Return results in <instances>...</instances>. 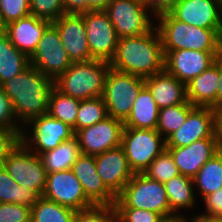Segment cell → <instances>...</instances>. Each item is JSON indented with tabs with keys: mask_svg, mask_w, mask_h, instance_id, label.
Here are the masks:
<instances>
[{
	"mask_svg": "<svg viewBox=\"0 0 222 222\" xmlns=\"http://www.w3.org/2000/svg\"><path fill=\"white\" fill-rule=\"evenodd\" d=\"M222 52H202L190 49L164 52V70L187 85L200 75Z\"/></svg>",
	"mask_w": 222,
	"mask_h": 222,
	"instance_id": "cell-15",
	"label": "cell"
},
{
	"mask_svg": "<svg viewBox=\"0 0 222 222\" xmlns=\"http://www.w3.org/2000/svg\"><path fill=\"white\" fill-rule=\"evenodd\" d=\"M115 208H137L154 211L162 217L174 215L170 209L165 186L144 173H134L117 196Z\"/></svg>",
	"mask_w": 222,
	"mask_h": 222,
	"instance_id": "cell-5",
	"label": "cell"
},
{
	"mask_svg": "<svg viewBox=\"0 0 222 222\" xmlns=\"http://www.w3.org/2000/svg\"><path fill=\"white\" fill-rule=\"evenodd\" d=\"M72 64L57 28L51 23L43 32L35 52L30 57V65L53 81Z\"/></svg>",
	"mask_w": 222,
	"mask_h": 222,
	"instance_id": "cell-11",
	"label": "cell"
},
{
	"mask_svg": "<svg viewBox=\"0 0 222 222\" xmlns=\"http://www.w3.org/2000/svg\"><path fill=\"white\" fill-rule=\"evenodd\" d=\"M79 105V99L63 94L54 87L49 98L48 113L55 119L69 125L75 133Z\"/></svg>",
	"mask_w": 222,
	"mask_h": 222,
	"instance_id": "cell-31",
	"label": "cell"
},
{
	"mask_svg": "<svg viewBox=\"0 0 222 222\" xmlns=\"http://www.w3.org/2000/svg\"><path fill=\"white\" fill-rule=\"evenodd\" d=\"M121 146L134 173H144L150 163L166 149L165 138L156 129L124 127Z\"/></svg>",
	"mask_w": 222,
	"mask_h": 222,
	"instance_id": "cell-7",
	"label": "cell"
},
{
	"mask_svg": "<svg viewBox=\"0 0 222 222\" xmlns=\"http://www.w3.org/2000/svg\"><path fill=\"white\" fill-rule=\"evenodd\" d=\"M193 218L183 214H174L163 217L159 222H192Z\"/></svg>",
	"mask_w": 222,
	"mask_h": 222,
	"instance_id": "cell-49",
	"label": "cell"
},
{
	"mask_svg": "<svg viewBox=\"0 0 222 222\" xmlns=\"http://www.w3.org/2000/svg\"><path fill=\"white\" fill-rule=\"evenodd\" d=\"M97 173L105 186L117 197L131 180L130 169L121 145L95 156Z\"/></svg>",
	"mask_w": 222,
	"mask_h": 222,
	"instance_id": "cell-19",
	"label": "cell"
},
{
	"mask_svg": "<svg viewBox=\"0 0 222 222\" xmlns=\"http://www.w3.org/2000/svg\"><path fill=\"white\" fill-rule=\"evenodd\" d=\"M80 181L86 197L94 205H114L116 196L97 173L95 156L81 154L70 169Z\"/></svg>",
	"mask_w": 222,
	"mask_h": 222,
	"instance_id": "cell-20",
	"label": "cell"
},
{
	"mask_svg": "<svg viewBox=\"0 0 222 222\" xmlns=\"http://www.w3.org/2000/svg\"><path fill=\"white\" fill-rule=\"evenodd\" d=\"M164 186L170 209L174 214L189 216L187 211L198 209L196 206L200 204L196 198L193 178L179 174L165 182Z\"/></svg>",
	"mask_w": 222,
	"mask_h": 222,
	"instance_id": "cell-25",
	"label": "cell"
},
{
	"mask_svg": "<svg viewBox=\"0 0 222 222\" xmlns=\"http://www.w3.org/2000/svg\"><path fill=\"white\" fill-rule=\"evenodd\" d=\"M170 14L188 25L222 28V0H179Z\"/></svg>",
	"mask_w": 222,
	"mask_h": 222,
	"instance_id": "cell-18",
	"label": "cell"
},
{
	"mask_svg": "<svg viewBox=\"0 0 222 222\" xmlns=\"http://www.w3.org/2000/svg\"><path fill=\"white\" fill-rule=\"evenodd\" d=\"M22 130H10L0 128V167L4 165L6 158L21 141Z\"/></svg>",
	"mask_w": 222,
	"mask_h": 222,
	"instance_id": "cell-43",
	"label": "cell"
},
{
	"mask_svg": "<svg viewBox=\"0 0 222 222\" xmlns=\"http://www.w3.org/2000/svg\"><path fill=\"white\" fill-rule=\"evenodd\" d=\"M72 222H117L114 205H94L75 212Z\"/></svg>",
	"mask_w": 222,
	"mask_h": 222,
	"instance_id": "cell-37",
	"label": "cell"
},
{
	"mask_svg": "<svg viewBox=\"0 0 222 222\" xmlns=\"http://www.w3.org/2000/svg\"><path fill=\"white\" fill-rule=\"evenodd\" d=\"M109 69L110 62L99 59L72 62L71 66L54 80V87L79 100L103 97Z\"/></svg>",
	"mask_w": 222,
	"mask_h": 222,
	"instance_id": "cell-4",
	"label": "cell"
},
{
	"mask_svg": "<svg viewBox=\"0 0 222 222\" xmlns=\"http://www.w3.org/2000/svg\"><path fill=\"white\" fill-rule=\"evenodd\" d=\"M73 136V128L46 113L23 126L21 141L35 154L40 155Z\"/></svg>",
	"mask_w": 222,
	"mask_h": 222,
	"instance_id": "cell-8",
	"label": "cell"
},
{
	"mask_svg": "<svg viewBox=\"0 0 222 222\" xmlns=\"http://www.w3.org/2000/svg\"><path fill=\"white\" fill-rule=\"evenodd\" d=\"M192 222H214L213 220L193 219Z\"/></svg>",
	"mask_w": 222,
	"mask_h": 222,
	"instance_id": "cell-51",
	"label": "cell"
},
{
	"mask_svg": "<svg viewBox=\"0 0 222 222\" xmlns=\"http://www.w3.org/2000/svg\"><path fill=\"white\" fill-rule=\"evenodd\" d=\"M108 116L103 97L80 100L75 123V132L90 127Z\"/></svg>",
	"mask_w": 222,
	"mask_h": 222,
	"instance_id": "cell-34",
	"label": "cell"
},
{
	"mask_svg": "<svg viewBox=\"0 0 222 222\" xmlns=\"http://www.w3.org/2000/svg\"><path fill=\"white\" fill-rule=\"evenodd\" d=\"M43 197L75 211L94 206L70 169L47 174Z\"/></svg>",
	"mask_w": 222,
	"mask_h": 222,
	"instance_id": "cell-14",
	"label": "cell"
},
{
	"mask_svg": "<svg viewBox=\"0 0 222 222\" xmlns=\"http://www.w3.org/2000/svg\"><path fill=\"white\" fill-rule=\"evenodd\" d=\"M194 107L187 101L186 103L159 109L156 130L166 139L186 122L188 113Z\"/></svg>",
	"mask_w": 222,
	"mask_h": 222,
	"instance_id": "cell-33",
	"label": "cell"
},
{
	"mask_svg": "<svg viewBox=\"0 0 222 222\" xmlns=\"http://www.w3.org/2000/svg\"><path fill=\"white\" fill-rule=\"evenodd\" d=\"M0 222H31V208L16 203H0Z\"/></svg>",
	"mask_w": 222,
	"mask_h": 222,
	"instance_id": "cell-41",
	"label": "cell"
},
{
	"mask_svg": "<svg viewBox=\"0 0 222 222\" xmlns=\"http://www.w3.org/2000/svg\"><path fill=\"white\" fill-rule=\"evenodd\" d=\"M124 122L107 116L94 125L75 132L84 155L97 156L121 145Z\"/></svg>",
	"mask_w": 222,
	"mask_h": 222,
	"instance_id": "cell-13",
	"label": "cell"
},
{
	"mask_svg": "<svg viewBox=\"0 0 222 222\" xmlns=\"http://www.w3.org/2000/svg\"><path fill=\"white\" fill-rule=\"evenodd\" d=\"M81 154L78 140L73 136L71 139L63 141L56 148L45 151L39 156L48 174L71 169Z\"/></svg>",
	"mask_w": 222,
	"mask_h": 222,
	"instance_id": "cell-28",
	"label": "cell"
},
{
	"mask_svg": "<svg viewBox=\"0 0 222 222\" xmlns=\"http://www.w3.org/2000/svg\"><path fill=\"white\" fill-rule=\"evenodd\" d=\"M193 183L198 201L222 188V150L200 168Z\"/></svg>",
	"mask_w": 222,
	"mask_h": 222,
	"instance_id": "cell-29",
	"label": "cell"
},
{
	"mask_svg": "<svg viewBox=\"0 0 222 222\" xmlns=\"http://www.w3.org/2000/svg\"><path fill=\"white\" fill-rule=\"evenodd\" d=\"M145 86L149 89L159 109L186 103V85L165 70L145 78Z\"/></svg>",
	"mask_w": 222,
	"mask_h": 222,
	"instance_id": "cell-23",
	"label": "cell"
},
{
	"mask_svg": "<svg viewBox=\"0 0 222 222\" xmlns=\"http://www.w3.org/2000/svg\"><path fill=\"white\" fill-rule=\"evenodd\" d=\"M159 108L149 89L144 86L135 101L131 112L124 122V127L135 129H156L158 123Z\"/></svg>",
	"mask_w": 222,
	"mask_h": 222,
	"instance_id": "cell-26",
	"label": "cell"
},
{
	"mask_svg": "<svg viewBox=\"0 0 222 222\" xmlns=\"http://www.w3.org/2000/svg\"><path fill=\"white\" fill-rule=\"evenodd\" d=\"M213 221L214 222H222V216L215 218Z\"/></svg>",
	"mask_w": 222,
	"mask_h": 222,
	"instance_id": "cell-52",
	"label": "cell"
},
{
	"mask_svg": "<svg viewBox=\"0 0 222 222\" xmlns=\"http://www.w3.org/2000/svg\"><path fill=\"white\" fill-rule=\"evenodd\" d=\"M65 13L81 14L87 12L86 0H63Z\"/></svg>",
	"mask_w": 222,
	"mask_h": 222,
	"instance_id": "cell-46",
	"label": "cell"
},
{
	"mask_svg": "<svg viewBox=\"0 0 222 222\" xmlns=\"http://www.w3.org/2000/svg\"><path fill=\"white\" fill-rule=\"evenodd\" d=\"M200 202L204 211L202 210L197 214L195 212H192L194 214L190 213L189 216L193 219L214 220L222 216V188L205 196Z\"/></svg>",
	"mask_w": 222,
	"mask_h": 222,
	"instance_id": "cell-39",
	"label": "cell"
},
{
	"mask_svg": "<svg viewBox=\"0 0 222 222\" xmlns=\"http://www.w3.org/2000/svg\"><path fill=\"white\" fill-rule=\"evenodd\" d=\"M219 81V55L200 75L192 79L187 85V100L193 106H216V91Z\"/></svg>",
	"mask_w": 222,
	"mask_h": 222,
	"instance_id": "cell-24",
	"label": "cell"
},
{
	"mask_svg": "<svg viewBox=\"0 0 222 222\" xmlns=\"http://www.w3.org/2000/svg\"><path fill=\"white\" fill-rule=\"evenodd\" d=\"M179 0H148L146 7L149 13L156 19L157 17L170 13Z\"/></svg>",
	"mask_w": 222,
	"mask_h": 222,
	"instance_id": "cell-44",
	"label": "cell"
},
{
	"mask_svg": "<svg viewBox=\"0 0 222 222\" xmlns=\"http://www.w3.org/2000/svg\"><path fill=\"white\" fill-rule=\"evenodd\" d=\"M164 59L161 37L154 27L141 36L120 38L110 67L146 78L164 70Z\"/></svg>",
	"mask_w": 222,
	"mask_h": 222,
	"instance_id": "cell-2",
	"label": "cell"
},
{
	"mask_svg": "<svg viewBox=\"0 0 222 222\" xmlns=\"http://www.w3.org/2000/svg\"><path fill=\"white\" fill-rule=\"evenodd\" d=\"M12 102L19 124L48 113L54 81L32 65L0 86Z\"/></svg>",
	"mask_w": 222,
	"mask_h": 222,
	"instance_id": "cell-1",
	"label": "cell"
},
{
	"mask_svg": "<svg viewBox=\"0 0 222 222\" xmlns=\"http://www.w3.org/2000/svg\"><path fill=\"white\" fill-rule=\"evenodd\" d=\"M0 128L10 130H22L19 124L11 100L5 91L0 87Z\"/></svg>",
	"mask_w": 222,
	"mask_h": 222,
	"instance_id": "cell-42",
	"label": "cell"
},
{
	"mask_svg": "<svg viewBox=\"0 0 222 222\" xmlns=\"http://www.w3.org/2000/svg\"><path fill=\"white\" fill-rule=\"evenodd\" d=\"M111 0H86L87 11L105 10Z\"/></svg>",
	"mask_w": 222,
	"mask_h": 222,
	"instance_id": "cell-47",
	"label": "cell"
},
{
	"mask_svg": "<svg viewBox=\"0 0 222 222\" xmlns=\"http://www.w3.org/2000/svg\"><path fill=\"white\" fill-rule=\"evenodd\" d=\"M104 11L119 39L141 36L155 27V18L147 8L133 0H111Z\"/></svg>",
	"mask_w": 222,
	"mask_h": 222,
	"instance_id": "cell-10",
	"label": "cell"
},
{
	"mask_svg": "<svg viewBox=\"0 0 222 222\" xmlns=\"http://www.w3.org/2000/svg\"><path fill=\"white\" fill-rule=\"evenodd\" d=\"M50 24L48 20L29 15L9 23L2 30L8 35L10 42L30 58Z\"/></svg>",
	"mask_w": 222,
	"mask_h": 222,
	"instance_id": "cell-22",
	"label": "cell"
},
{
	"mask_svg": "<svg viewBox=\"0 0 222 222\" xmlns=\"http://www.w3.org/2000/svg\"><path fill=\"white\" fill-rule=\"evenodd\" d=\"M133 1H136V2H139L140 4H143L145 7L148 6V0H133Z\"/></svg>",
	"mask_w": 222,
	"mask_h": 222,
	"instance_id": "cell-50",
	"label": "cell"
},
{
	"mask_svg": "<svg viewBox=\"0 0 222 222\" xmlns=\"http://www.w3.org/2000/svg\"><path fill=\"white\" fill-rule=\"evenodd\" d=\"M31 15L30 0H0V28Z\"/></svg>",
	"mask_w": 222,
	"mask_h": 222,
	"instance_id": "cell-36",
	"label": "cell"
},
{
	"mask_svg": "<svg viewBox=\"0 0 222 222\" xmlns=\"http://www.w3.org/2000/svg\"><path fill=\"white\" fill-rule=\"evenodd\" d=\"M30 12L52 23L65 13L63 0H30Z\"/></svg>",
	"mask_w": 222,
	"mask_h": 222,
	"instance_id": "cell-38",
	"label": "cell"
},
{
	"mask_svg": "<svg viewBox=\"0 0 222 222\" xmlns=\"http://www.w3.org/2000/svg\"><path fill=\"white\" fill-rule=\"evenodd\" d=\"M38 198L32 189L18 184L4 166L0 167V203H16L32 208Z\"/></svg>",
	"mask_w": 222,
	"mask_h": 222,
	"instance_id": "cell-30",
	"label": "cell"
},
{
	"mask_svg": "<svg viewBox=\"0 0 222 222\" xmlns=\"http://www.w3.org/2000/svg\"><path fill=\"white\" fill-rule=\"evenodd\" d=\"M117 222H159L163 217L154 211L137 208H115Z\"/></svg>",
	"mask_w": 222,
	"mask_h": 222,
	"instance_id": "cell-40",
	"label": "cell"
},
{
	"mask_svg": "<svg viewBox=\"0 0 222 222\" xmlns=\"http://www.w3.org/2000/svg\"><path fill=\"white\" fill-rule=\"evenodd\" d=\"M163 52L190 49L222 52V28H201L175 19L170 13L155 19Z\"/></svg>",
	"mask_w": 222,
	"mask_h": 222,
	"instance_id": "cell-3",
	"label": "cell"
},
{
	"mask_svg": "<svg viewBox=\"0 0 222 222\" xmlns=\"http://www.w3.org/2000/svg\"><path fill=\"white\" fill-rule=\"evenodd\" d=\"M144 174L164 184L172 177L178 176L180 172L170 152L165 149L150 163V166L144 171Z\"/></svg>",
	"mask_w": 222,
	"mask_h": 222,
	"instance_id": "cell-35",
	"label": "cell"
},
{
	"mask_svg": "<svg viewBox=\"0 0 222 222\" xmlns=\"http://www.w3.org/2000/svg\"><path fill=\"white\" fill-rule=\"evenodd\" d=\"M222 104V53L219 55V81L216 91V106Z\"/></svg>",
	"mask_w": 222,
	"mask_h": 222,
	"instance_id": "cell-48",
	"label": "cell"
},
{
	"mask_svg": "<svg viewBox=\"0 0 222 222\" xmlns=\"http://www.w3.org/2000/svg\"><path fill=\"white\" fill-rule=\"evenodd\" d=\"M75 212L41 196L31 208V222H72Z\"/></svg>",
	"mask_w": 222,
	"mask_h": 222,
	"instance_id": "cell-32",
	"label": "cell"
},
{
	"mask_svg": "<svg viewBox=\"0 0 222 222\" xmlns=\"http://www.w3.org/2000/svg\"><path fill=\"white\" fill-rule=\"evenodd\" d=\"M144 86L145 78L110 67L103 93L108 116L125 122L131 112L133 102Z\"/></svg>",
	"mask_w": 222,
	"mask_h": 222,
	"instance_id": "cell-6",
	"label": "cell"
},
{
	"mask_svg": "<svg viewBox=\"0 0 222 222\" xmlns=\"http://www.w3.org/2000/svg\"><path fill=\"white\" fill-rule=\"evenodd\" d=\"M57 28L63 48L72 62H86L93 60L86 38V28L83 13H64L52 22Z\"/></svg>",
	"mask_w": 222,
	"mask_h": 222,
	"instance_id": "cell-16",
	"label": "cell"
},
{
	"mask_svg": "<svg viewBox=\"0 0 222 222\" xmlns=\"http://www.w3.org/2000/svg\"><path fill=\"white\" fill-rule=\"evenodd\" d=\"M30 66V58L20 52L0 30V86Z\"/></svg>",
	"mask_w": 222,
	"mask_h": 222,
	"instance_id": "cell-27",
	"label": "cell"
},
{
	"mask_svg": "<svg viewBox=\"0 0 222 222\" xmlns=\"http://www.w3.org/2000/svg\"><path fill=\"white\" fill-rule=\"evenodd\" d=\"M180 174L193 178L220 151L216 138H203L186 147H166Z\"/></svg>",
	"mask_w": 222,
	"mask_h": 222,
	"instance_id": "cell-21",
	"label": "cell"
},
{
	"mask_svg": "<svg viewBox=\"0 0 222 222\" xmlns=\"http://www.w3.org/2000/svg\"><path fill=\"white\" fill-rule=\"evenodd\" d=\"M86 38L93 59L110 62L116 53L118 36L104 10L83 13Z\"/></svg>",
	"mask_w": 222,
	"mask_h": 222,
	"instance_id": "cell-12",
	"label": "cell"
},
{
	"mask_svg": "<svg viewBox=\"0 0 222 222\" xmlns=\"http://www.w3.org/2000/svg\"><path fill=\"white\" fill-rule=\"evenodd\" d=\"M214 115V136L220 150H222V104L213 107Z\"/></svg>",
	"mask_w": 222,
	"mask_h": 222,
	"instance_id": "cell-45",
	"label": "cell"
},
{
	"mask_svg": "<svg viewBox=\"0 0 222 222\" xmlns=\"http://www.w3.org/2000/svg\"><path fill=\"white\" fill-rule=\"evenodd\" d=\"M203 138H215L213 108L195 106L186 122L166 140V147H186Z\"/></svg>",
	"mask_w": 222,
	"mask_h": 222,
	"instance_id": "cell-17",
	"label": "cell"
},
{
	"mask_svg": "<svg viewBox=\"0 0 222 222\" xmlns=\"http://www.w3.org/2000/svg\"><path fill=\"white\" fill-rule=\"evenodd\" d=\"M3 166L18 184L32 189L39 197L43 196L47 171L41 157L22 141L11 151Z\"/></svg>",
	"mask_w": 222,
	"mask_h": 222,
	"instance_id": "cell-9",
	"label": "cell"
}]
</instances>
